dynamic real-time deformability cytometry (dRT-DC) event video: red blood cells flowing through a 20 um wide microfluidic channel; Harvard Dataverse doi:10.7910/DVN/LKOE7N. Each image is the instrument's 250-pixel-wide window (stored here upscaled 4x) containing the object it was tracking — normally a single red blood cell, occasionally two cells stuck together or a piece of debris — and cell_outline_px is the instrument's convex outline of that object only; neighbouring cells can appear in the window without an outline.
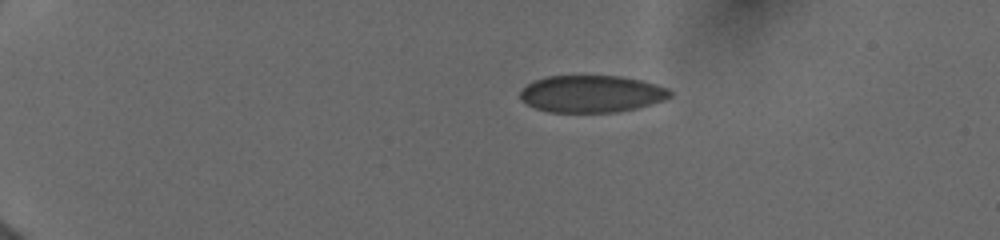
{"species": "human", "species_latin": "Homo sapiens", "temperature_condition": "cold", "stored_images_in_passage": 6, "camera_frame_rate_fps": 3000, "um_per_image_px": 0.085, "donor": {"sex": "female"}, "frame": {"image": 1, "passage_image": 1, "time_ms": 0.0, "image_size_px": [1000, 240], "cell_outline_px": [[672, 96], [664, 100], [652, 104], [636, 108], [616, 112], [548, 112], [536, 108], [520, 100], [520, 88], [532, 80], [544, 76], [620, 76], [640, 80], [656, 84], [668, 88], [672, 92]], "centroid_in_image_um": [50.25, 7.97], "position_along_channel_um": 34.8, "area_um2": 32.66}}
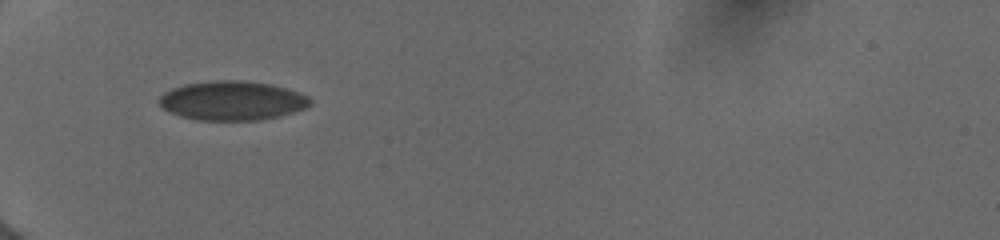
{"frame": {"image": 2, "passage_image": 5, "time_ms": 2.667, "image_size_px": [1000, 240], "cell_outline_px": [[312, 104], [304, 108], [292, 112], [276, 116], [256, 120], [196, 120], [180, 116], [164, 108], [160, 104], [160, 96], [164, 92], [172, 88], [184, 84], [212, 80], [244, 80], [272, 84], [308, 96], [312, 100]], "centroid_in_image_um": [19.72, 8.54], "position_along_channel_um": 65.3, "area_um2": 34.28}}